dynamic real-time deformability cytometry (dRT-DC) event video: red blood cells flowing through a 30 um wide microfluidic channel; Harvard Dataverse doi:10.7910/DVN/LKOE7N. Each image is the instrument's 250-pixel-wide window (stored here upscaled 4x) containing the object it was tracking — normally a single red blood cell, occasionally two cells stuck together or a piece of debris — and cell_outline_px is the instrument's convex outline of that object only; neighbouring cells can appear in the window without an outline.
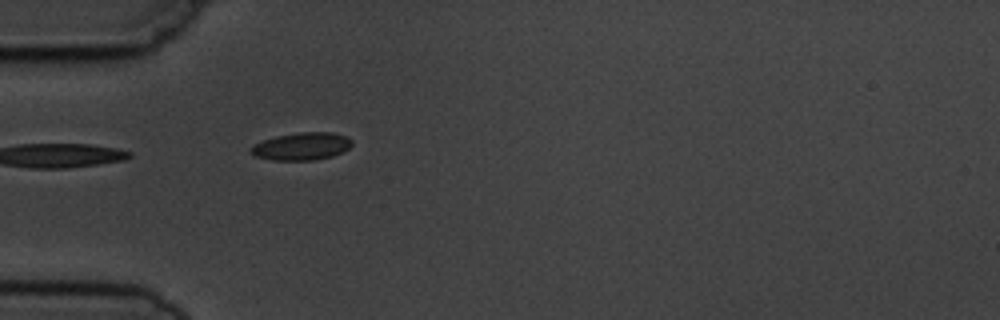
{"species": "common noctule bat (a hibernating species)", "species_latin": "Nyctalus noctula", "temperature_condition": "cold", "stored_images_in_passage": 5, "segment_of_instrument_passage": [2, 2], "camera_frame_rate_fps": 3000, "um_per_image_px": 0.085, "animal": {"sex": "male", "body_mass_g": 19.5, "forearm_length_mm": 54.6}, "frame": {"image": 1, "passage_image": 5, "time_ms": 4.667, "image_size_px": [1000, 320], "cell_outline_px": [[352, 144], [348, 148], [332, 156], [312, 160], [272, 160], [252, 156], [248, 152], [248, 148], [252, 144], [276, 136], [300, 132], [332, 132], [344, 136], [352, 140]], "centroid_in_image_um": [25.55, 12.44], "position_along_channel_um": 59.4, "area_um2": 16.3}}